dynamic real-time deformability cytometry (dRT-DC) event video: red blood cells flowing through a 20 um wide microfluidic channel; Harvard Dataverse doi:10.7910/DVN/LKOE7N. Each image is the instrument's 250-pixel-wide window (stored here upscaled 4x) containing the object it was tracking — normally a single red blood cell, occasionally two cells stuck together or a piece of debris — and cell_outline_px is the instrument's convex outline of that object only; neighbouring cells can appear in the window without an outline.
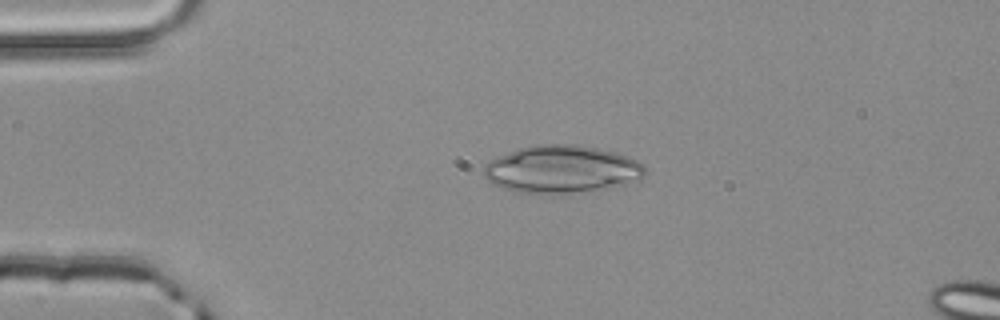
{"species": "common noctule bat (a hibernating species)", "species_latin": "Nyctalus noctula", "temperature_condition": "room temperature", "stored_images_in_passage": 3, "segment_of_instrument_passage": [1, 2], "camera_frame_rate_fps": 3000, "um_per_image_px": 0.085, "animal": {"sex": "male", "body_mass_g": 20.4}, "frame": {"image": 1, "passage_image": 1, "time_ms": 0.0, "image_size_px": [1000, 320], "cell_outline_px": [[644, 176], [624, 184], [608, 188], [552, 196], [512, 192], [500, 188], [492, 184], [484, 176], [484, 164], [488, 160], [496, 156], [516, 148], [536, 144], [576, 144], [616, 152], [628, 156], [644, 164]], "centroid_in_image_um": [47.66, 14.41], "position_along_channel_um": 37.3, "area_um2": 45.78}}